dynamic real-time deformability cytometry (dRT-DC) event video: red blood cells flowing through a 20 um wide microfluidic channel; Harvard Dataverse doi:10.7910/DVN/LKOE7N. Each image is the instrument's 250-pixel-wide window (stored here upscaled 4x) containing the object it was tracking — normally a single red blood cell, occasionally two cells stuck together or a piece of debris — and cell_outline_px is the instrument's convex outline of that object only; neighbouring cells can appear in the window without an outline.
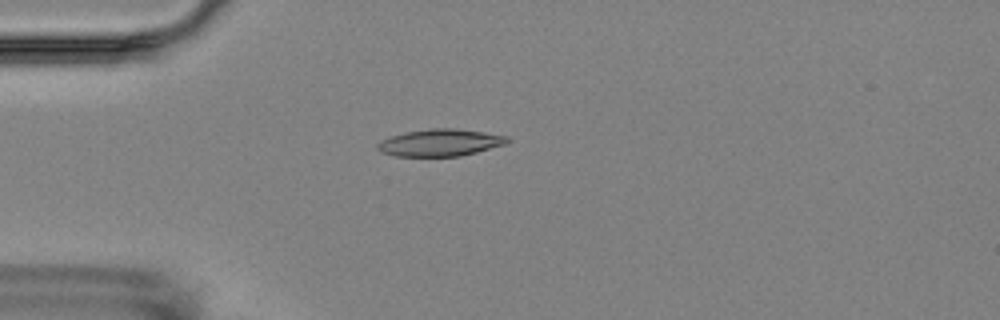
{"species": "Egyptian fruit bat (a non-hibernating species)", "species_latin": "Rousettus aegyptiacus", "temperature_condition": "room temperature", "stored_images_in_passage": 15, "camera_frame_rate_fps": 3000, "um_per_image_px": 0.085, "animal": {"sex": "female"}, "frame": {"image": 1, "passage_image": 3, "time_ms": 2.333, "image_size_px": [1000, 320], "cell_outline_px": [[512, 140], [504, 144], [476, 152], [460, 156], [396, 156], [380, 152], [376, 148], [376, 144], [380, 140], [392, 136], [408, 132], [432, 128], [456, 128], [484, 132], [508, 136]], "centroid_in_image_um": [37.41, 12.12], "position_along_channel_um": 47.6, "area_um2": 20.4}}
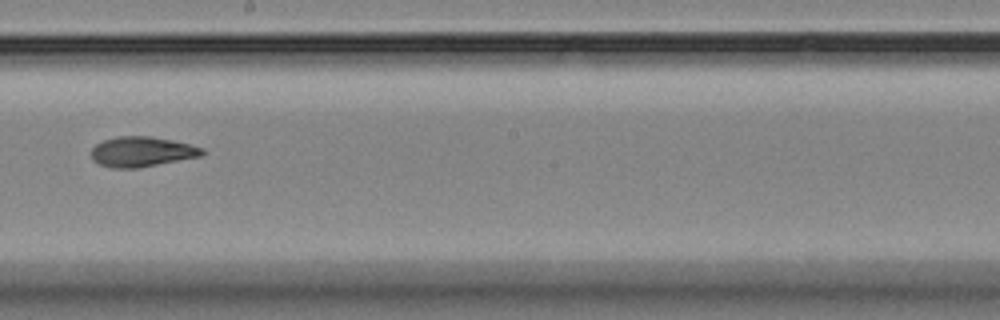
{"frame": {"image": 2, "passage_image": 8, "time_ms": 8.0, "image_size_px": [1000, 320], "cell_outline_px": [[204, 152], [200, 156], [136, 168], [112, 168], [100, 164], [92, 160], [92, 148], [96, 144], [104, 140], [116, 136], [152, 136], [172, 140], [204, 148]], "centroid_in_image_um": [12.02, 12.88], "position_along_channel_um": 236.2, "area_um2": 19.25}}
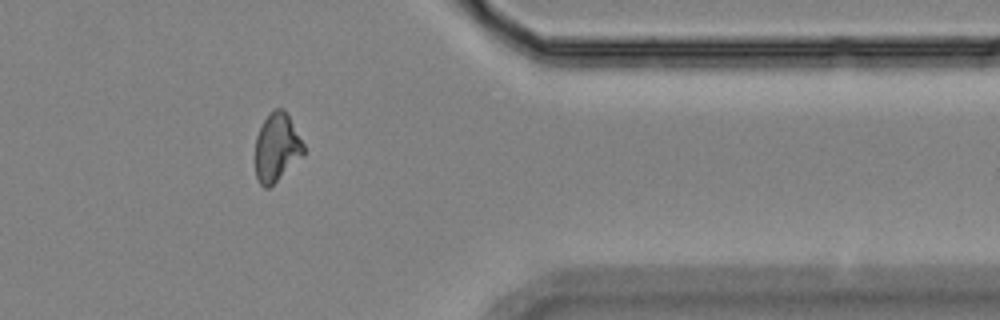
{"frame": {"image": 3, "passage_image": 12, "time_ms": 12.667, "image_size_px": [1000, 320], "cell_outline_px": [[304, 156], [268, 188], [264, 188], [260, 184], [256, 176], [256, 136], [264, 120], [276, 108], [284, 108], [304, 144]], "centroid_in_image_um": [23.54, 12.55], "position_along_channel_um": 387.9, "area_um2": 19.02}, "authors_computed_cell_mechanics": {"area_um2": 19.4786, "velocity_mm_per_s": 3.5826, "shape_relaxation_time_tau1_ms": 5.1247, "shape_relaxation_time_tau2_ms": 2.1714, "deformation_change_tau1": 0.1237, "deformation_change_tau2": 0.0707}}